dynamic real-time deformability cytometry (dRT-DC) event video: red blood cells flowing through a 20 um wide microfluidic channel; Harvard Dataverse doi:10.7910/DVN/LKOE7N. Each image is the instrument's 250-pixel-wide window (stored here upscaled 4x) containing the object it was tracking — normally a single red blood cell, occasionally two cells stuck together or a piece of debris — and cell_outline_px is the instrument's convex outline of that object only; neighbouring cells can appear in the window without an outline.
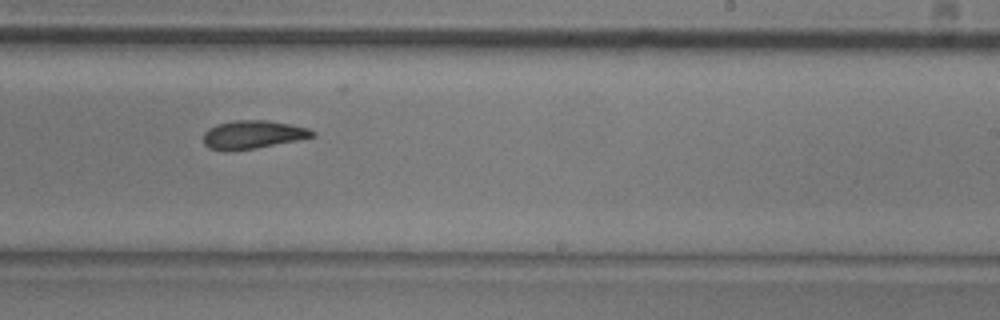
{"species": "common noctule bat (a hibernating species)", "species_latin": "Nyctalus noctula", "temperature_condition": "room temperature", "stored_images_in_passage": 16, "camera_frame_rate_fps": 3000, "um_per_image_px": 0.085, "animal": {"sex": "male", "body_mass_g": 20.5, "forearm_length_mm": 52.5}, "frame": {"image": 1, "passage_image": 11, "time_ms": 3.333, "image_size_px": [1000, 320], "cell_outline_px": [[316, 136], [300, 140], [256, 148], [228, 152], [208, 148], [204, 144], [204, 132], [208, 128], [216, 124], [236, 120], [268, 120], [292, 124], [308, 128], [316, 132]], "centroid_in_image_um": [21.5, 11.45], "position_along_channel_um": 267.5, "area_um2": 18.32}}
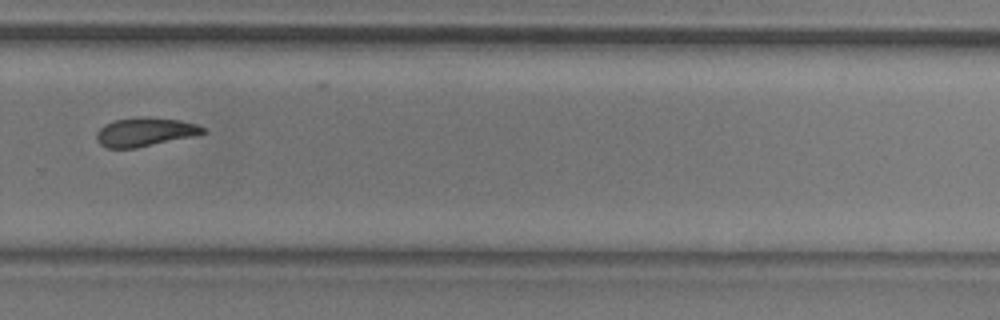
{"frame": {"image": 2, "passage_image": 12, "time_ms": 3.667, "image_size_px": [1000, 320], "cell_outline_px": [[208, 132], [192, 136], [136, 148], [108, 148], [100, 144], [96, 140], [96, 132], [104, 124], [116, 120], [140, 116], [144, 116], [180, 120], [196, 124], [204, 128]], "centroid_in_image_um": [12.3, 11.21], "position_along_channel_um": 317.5, "area_um2": 17.8}}
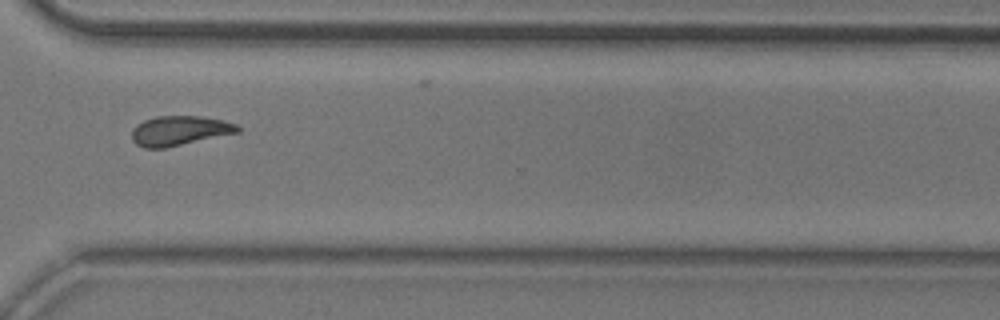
{"frame": {"image": 3, "passage_image": 13, "time_ms": 4.0, "image_size_px": [1000, 320], "cell_outline_px": [[240, 132], [164, 148], [144, 148], [136, 144], [132, 140], [132, 128], [136, 124], [144, 120], [156, 116], [200, 116], [224, 120], [236, 124], [240, 128]], "centroid_in_image_um": [15.24, 11.1], "position_along_channel_um": 355.4, "area_um2": 18.32}}